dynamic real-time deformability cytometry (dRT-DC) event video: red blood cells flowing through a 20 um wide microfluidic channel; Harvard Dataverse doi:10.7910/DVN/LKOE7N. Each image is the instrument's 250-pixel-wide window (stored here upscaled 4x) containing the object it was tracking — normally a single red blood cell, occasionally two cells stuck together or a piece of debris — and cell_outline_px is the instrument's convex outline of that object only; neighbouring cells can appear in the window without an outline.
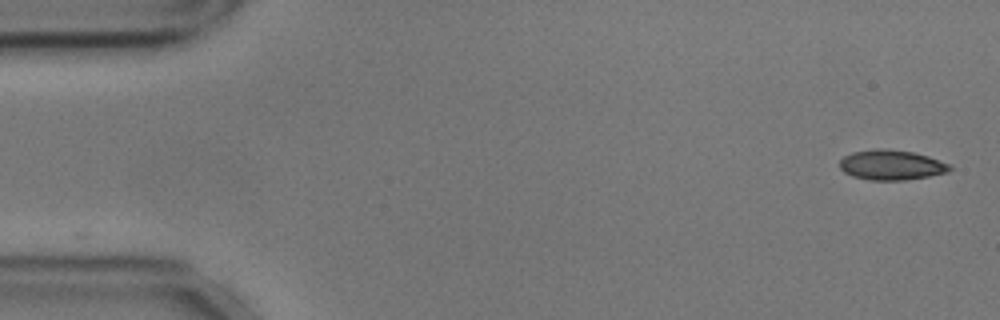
{"species": "common noctule bat (a hibernating species)", "species_latin": "Nyctalus noctula", "temperature_condition": "cold", "stored_images_in_passage": 38, "camera_frame_rate_fps": 3000, "um_per_image_px": 0.085, "animal": {"sex": "male", "body_mass_g": 17.9, "forearm_length_mm": 54.2}, "frame": {"image": 1, "passage_image": 1, "time_ms": 0.0, "image_size_px": [1000, 320], "cell_outline_px": [[952, 168], [948, 172], [928, 176], [904, 180], [868, 180], [852, 176], [844, 172], [840, 168], [840, 160], [844, 156], [852, 152], [876, 148], [884, 148], [912, 152], [928, 156], [952, 164]], "centroid_in_image_um": [75.77, 14.02], "position_along_channel_um": 9.2, "area_um2": 19.36}}
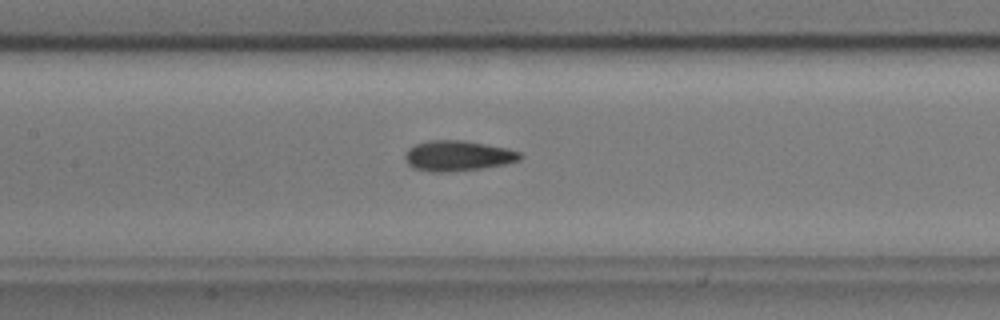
{"frame": {"image": 2, "passage_image": 24, "time_ms": 7.667, "image_size_px": [1000, 320], "cell_outline_px": [[524, 156], [520, 160], [504, 164], [480, 168], [448, 172], [432, 172], [412, 168], [408, 164], [404, 156], [408, 148], [416, 144], [428, 140], [464, 140], [508, 148], [520, 152]], "centroid_in_image_um": [38.91, 13.24], "position_along_channel_um": 168.5, "area_um2": 20.46}}
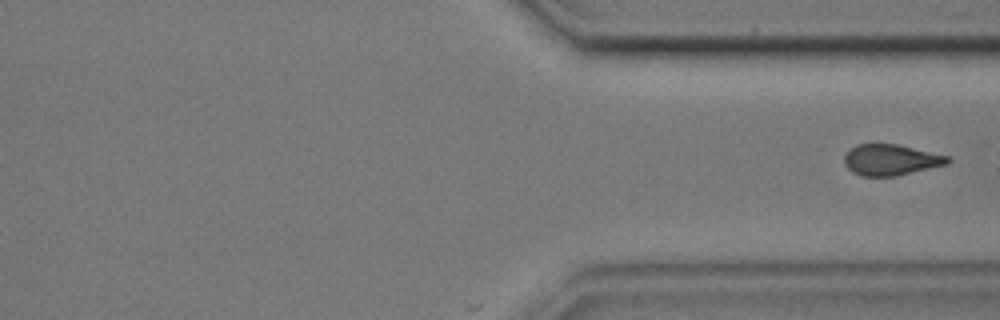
{"frame": {"image": 3, "passage_image": 38, "time_ms": 12.333, "image_size_px": [1000, 320], "cell_outline_px": [[952, 160], [948, 164], [896, 176], [860, 176], [852, 172], [844, 164], [844, 156], [848, 148], [856, 144], [896, 144], [952, 156]], "centroid_in_image_um": [75.73, 13.58], "position_along_channel_um": 335.7, "area_um2": 18.96}}